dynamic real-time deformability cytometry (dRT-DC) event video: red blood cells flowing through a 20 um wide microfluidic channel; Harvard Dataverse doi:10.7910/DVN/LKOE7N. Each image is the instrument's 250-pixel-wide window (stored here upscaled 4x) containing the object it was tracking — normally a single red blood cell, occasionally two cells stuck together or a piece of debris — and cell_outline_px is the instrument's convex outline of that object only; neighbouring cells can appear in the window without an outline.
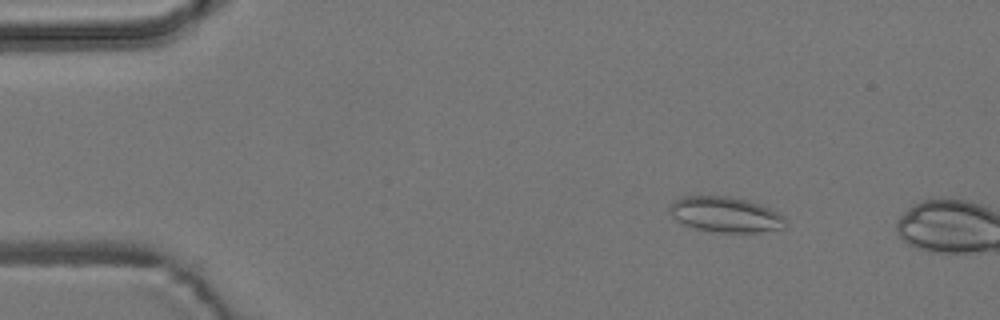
{"species": "common noctule bat (a hibernating species)", "species_latin": "Nyctalus noctula", "temperature_condition": "room temperature", "stored_images_in_passage": 7, "camera_frame_rate_fps": 3000, "um_per_image_px": 0.085, "animal": {"sex": "male", "body_mass_g": 19.2, "forearm_length_mm": 51.8}, "frame": {"image": 1, "passage_image": 5, "time_ms": 1.333, "image_size_px": [1000, 320], "cell_outline_px": [[788, 224], [784, 228], [760, 232], [720, 232], [692, 228], [676, 220], [668, 212], [668, 204], [684, 196], [728, 196], [760, 204], [784, 216], [788, 220]], "centroid_in_image_um": [61.65, 18.24], "position_along_channel_um": 23.3, "area_um2": 23.99}}